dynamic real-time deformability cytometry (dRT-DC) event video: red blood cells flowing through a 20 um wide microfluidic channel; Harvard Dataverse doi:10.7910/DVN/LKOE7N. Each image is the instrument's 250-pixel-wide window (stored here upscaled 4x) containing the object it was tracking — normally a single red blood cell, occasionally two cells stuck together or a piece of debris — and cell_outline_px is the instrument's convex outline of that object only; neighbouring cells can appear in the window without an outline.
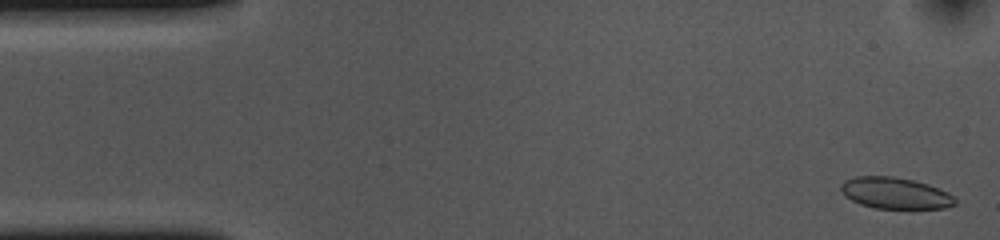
{"species": "common noctule bat (a hibernating species)", "species_latin": "Nyctalus noctula", "temperature_condition": "cold", "stored_images_in_passage": 54, "camera_frame_rate_fps": 3000, "um_per_image_px": 0.085, "animal": {"sex": "female", "body_mass_g": 10.0, "forearm_length_mm": 53.1}, "frame": {"image": 1, "passage_image": 2, "time_ms": 0.333, "image_size_px": [1000, 240], "cell_outline_px": [[956, 204], [944, 208], [876, 208], [860, 204], [844, 196], [840, 192], [840, 184], [844, 180], [856, 176], [892, 176], [912, 180], [928, 184], [940, 188], [948, 192], [956, 200]], "centroid_in_image_um": [76.06, 16.41], "position_along_channel_um": 8.9, "area_um2": 20.92}}
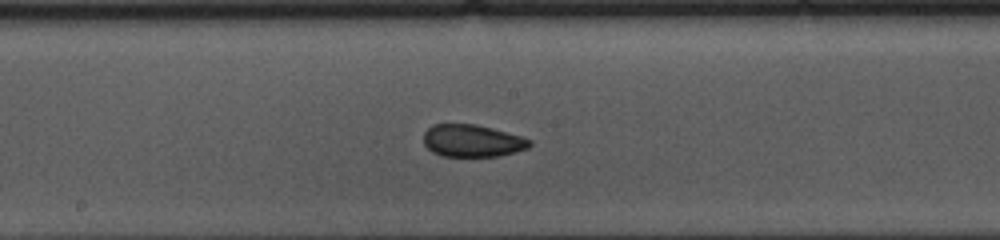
{"frame": {"image": 2, "passage_image": 27, "time_ms": 8.667, "image_size_px": [1000, 240], "cell_outline_px": [[532, 144], [528, 148], [516, 152], [496, 156], [440, 156], [432, 152], [424, 144], [424, 132], [432, 124], [476, 124], [492, 128], [520, 136], [532, 140]], "centroid_in_image_um": [40.13, 11.96], "position_along_channel_um": 208.1, "area_um2": 20.0}}
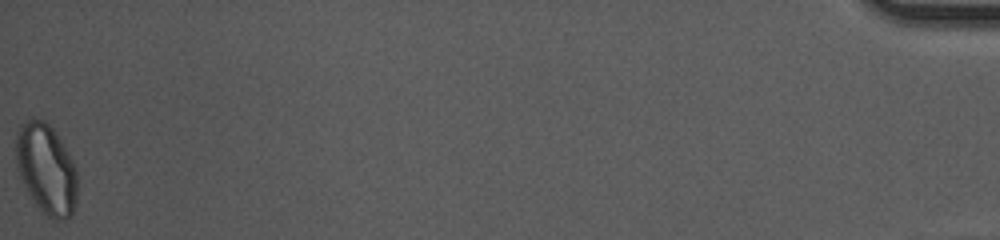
{"frame": {"image": 3, "passage_image": 54, "time_ms": 17.667, "image_size_px": [1000, 240], "cell_outline_px": [[76, 200], [72, 216], [68, 220], [56, 220], [48, 216], [32, 200], [20, 176], [16, 164], [16, 132], [20, 124], [32, 116], [44, 120], [52, 128], [60, 140], [72, 160], [76, 168]], "centroid_in_image_um": [3.92, 14.35], "position_along_channel_um": 431.3, "area_um2": 32.25}, "authors_computed_cell_mechanics": {"area_um2": 21.2704, "velocity_mm_per_s": 3.6515, "shape_relaxation_time_tau1_ms": null, "shape_relaxation_time_tau2_ms": 2.2656, "deformation_change_tau1": null, "deformation_change_tau2": 0.0532}}